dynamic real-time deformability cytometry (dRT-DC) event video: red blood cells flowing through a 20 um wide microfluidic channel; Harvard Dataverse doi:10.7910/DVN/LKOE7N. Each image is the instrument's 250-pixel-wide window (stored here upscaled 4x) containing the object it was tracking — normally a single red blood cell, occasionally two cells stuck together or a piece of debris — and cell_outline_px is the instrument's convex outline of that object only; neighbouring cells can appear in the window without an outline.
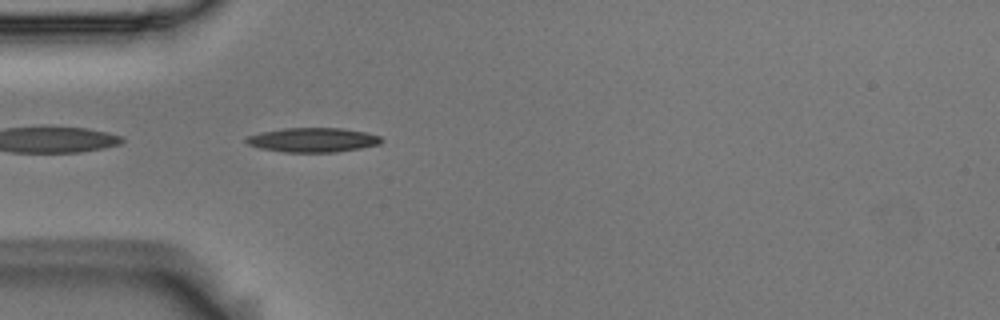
{"species": "Egyptian fruit bat (a non-hibernating species)", "species_latin": "Rousettus aegyptiacus", "temperature_condition": "room temperature", "stored_images_in_passage": 39, "camera_frame_rate_fps": 3000, "um_per_image_px": 0.085, "animal": {"sex": "male"}, "frame": {"image": 1, "passage_image": 1, "time_ms": 0.0, "image_size_px": [1000, 320], "cell_outline_px": [[384, 140], [380, 144], [360, 148], [336, 152], [284, 152], [260, 148], [248, 144], [244, 140], [244, 136], [260, 132], [284, 128], [340, 128], [364, 132], [380, 136]], "centroid_in_image_um": [26.55, 11.89], "position_along_channel_um": 58.4, "area_um2": 19.25}}
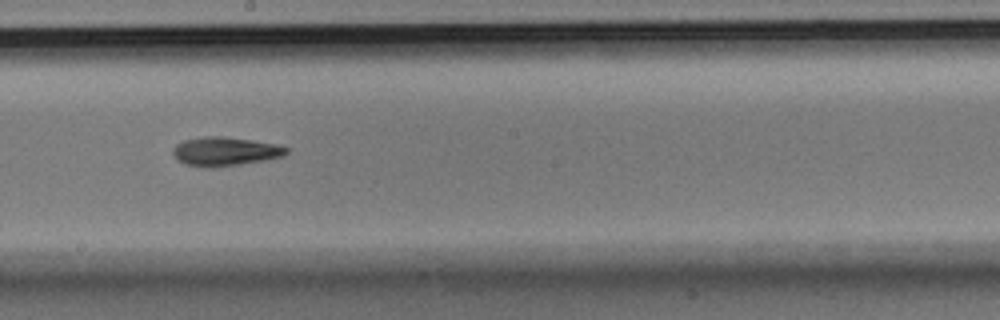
{"frame": {"image": 2, "passage_image": 15, "time_ms": 4.667, "image_size_px": [1000, 320], "cell_outline_px": [[288, 152], [284, 156], [264, 160], [240, 164], [188, 164], [180, 160], [172, 152], [172, 148], [176, 144], [184, 140], [204, 136], [224, 136], [276, 144], [288, 148]], "centroid_in_image_um": [19.19, 12.81], "position_along_channel_um": 229.0, "area_um2": 18.09}}
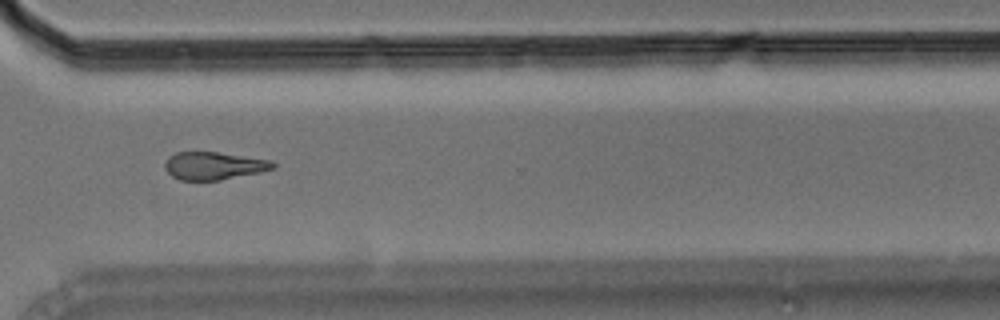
{"frame": {"image": 3, "passage_image": 25, "time_ms": 8.0, "image_size_px": [1000, 320], "cell_outline_px": [[276, 168], [260, 172], [220, 180], [180, 180], [172, 176], [164, 168], [164, 164], [168, 156], [176, 152], [216, 152], [268, 160], [276, 164]], "centroid_in_image_um": [18.13, 14.09], "position_along_channel_um": 352.5, "area_um2": 17.34}, "authors_computed_cell_mechanics": {"area_um2": 18.0914, "velocity_mm_per_s": 3.7105, "shape_relaxation_time_tau1_ms": 7.0922, "shape_relaxation_time_tau2_ms": 11.0463, "deformation_change_tau1": 0.1656, "deformation_change_tau2": 0.2462}}